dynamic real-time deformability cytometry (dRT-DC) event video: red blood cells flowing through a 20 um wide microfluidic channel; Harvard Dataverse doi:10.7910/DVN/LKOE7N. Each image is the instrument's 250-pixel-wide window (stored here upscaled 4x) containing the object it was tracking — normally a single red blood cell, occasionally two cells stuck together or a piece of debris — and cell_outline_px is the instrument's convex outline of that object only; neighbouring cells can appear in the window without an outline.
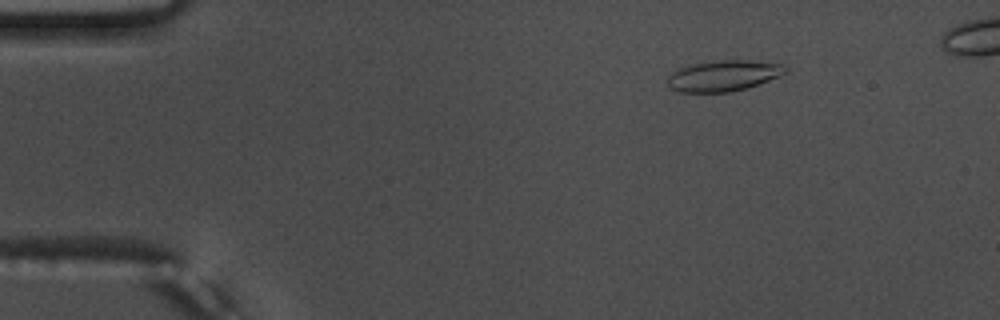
{"species": "common noctule bat (a hibernating species)", "species_latin": "Nyctalus noctula", "temperature_condition": "warm", "stored_images_in_passage": 53, "camera_frame_rate_fps": 3000, "um_per_image_px": 0.085, "animal": {"sex": "male", "body_mass_g": 17.5, "forearm_length_mm": 52.3}, "frame": {"image": 1, "passage_image": 8, "time_ms": 2.333, "image_size_px": [1000, 320], "cell_outline_px": [[788, 72], [780, 76], [748, 88], [728, 92], [680, 92], [668, 88], [668, 76], [672, 72], [680, 68], [696, 64], [720, 60], [744, 60], [784, 64], [788, 68]], "centroid_in_image_um": [61.53, 6.45], "position_along_channel_um": 23.5, "area_um2": 21.15}}
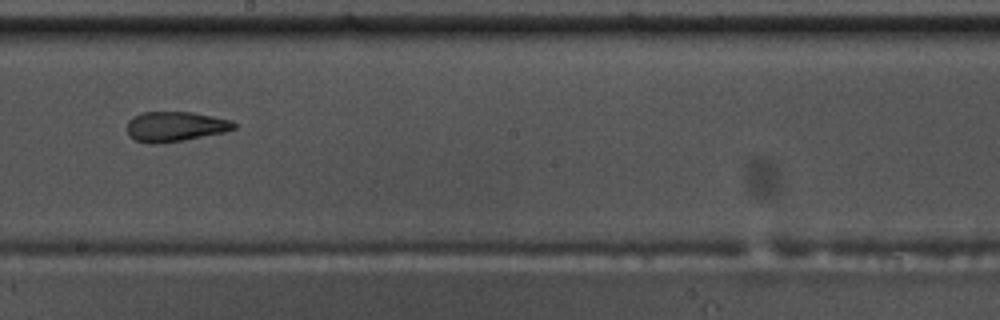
{"frame": {"image": 2, "passage_image": 31, "time_ms": 10.0, "image_size_px": [1000, 320], "cell_outline_px": [[236, 128], [224, 132], [184, 140], [156, 144], [148, 144], [136, 140], [128, 136], [128, 120], [132, 116], [144, 112], [192, 112], [232, 120], [236, 124]], "centroid_in_image_um": [14.88, 10.76], "position_along_channel_um": 233.3, "area_um2": 18.73}}
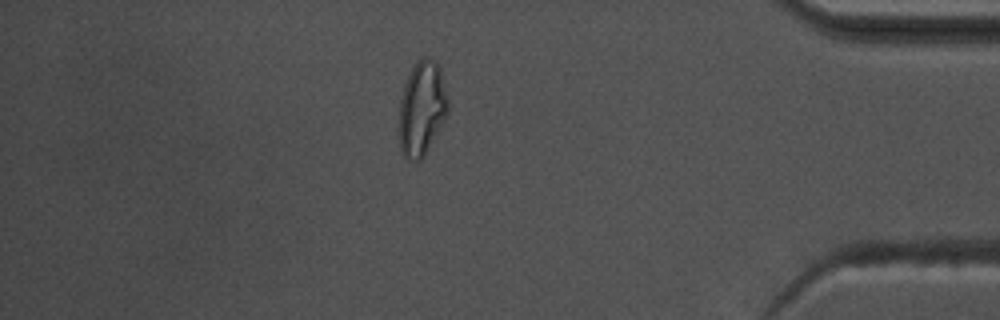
{"frame": {"image": 3, "passage_image": 47, "time_ms": 15.333, "image_size_px": [1000, 320], "cell_outline_px": [[448, 112], [444, 120], [424, 156], [416, 164], [404, 156], [400, 152], [400, 100], [404, 84], [412, 68], [424, 56], [428, 56], [440, 64], [448, 96]], "centroid_in_image_um": [35.88, 9.21], "position_along_channel_um": 399.3, "area_um2": 26.99}, "authors_computed_cell_mechanics": {"area_um2": 20.7502, "velocity_mm_per_s": 3.7814, "shape_relaxation_time_tau1_ms": null, "shape_relaxation_time_tau2_ms": 1.8779, "deformation_change_tau1": null, "deformation_change_tau2": 0.0957}}